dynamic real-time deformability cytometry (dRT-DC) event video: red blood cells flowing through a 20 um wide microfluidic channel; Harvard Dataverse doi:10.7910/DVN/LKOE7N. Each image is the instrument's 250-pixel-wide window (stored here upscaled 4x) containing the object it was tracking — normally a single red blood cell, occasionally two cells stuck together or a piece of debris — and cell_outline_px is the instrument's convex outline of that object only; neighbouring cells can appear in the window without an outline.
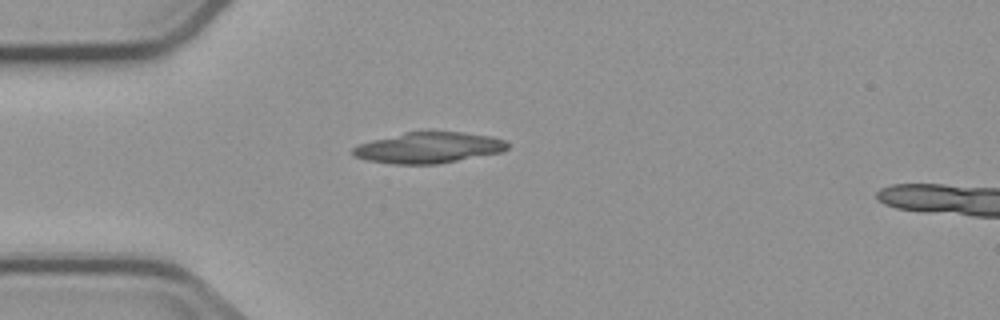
{"species": "common noctule bat (a hibernating species)", "species_latin": "Nyctalus noctula", "temperature_condition": "cold", "stored_images_in_passage": 2, "camera_frame_rate_fps": 3000, "um_per_image_px": 0.085, "animal": {"sex": "male", "body_mass_g": 23.1, "forearm_length_mm": 52.7}, "frame": {"image": 1, "passage_image": 1, "time_ms": 0.0, "image_size_px": [1000, 320], "cell_outline_px": [[508, 148], [500, 152], [440, 164], [392, 164], [368, 160], [352, 156], [352, 148], [360, 144], [372, 140], [404, 132], [464, 132], [488, 136], [504, 140], [508, 144]], "centroid_in_image_um": [36.4, 12.56], "position_along_channel_um": 48.6, "area_um2": 27.69}}